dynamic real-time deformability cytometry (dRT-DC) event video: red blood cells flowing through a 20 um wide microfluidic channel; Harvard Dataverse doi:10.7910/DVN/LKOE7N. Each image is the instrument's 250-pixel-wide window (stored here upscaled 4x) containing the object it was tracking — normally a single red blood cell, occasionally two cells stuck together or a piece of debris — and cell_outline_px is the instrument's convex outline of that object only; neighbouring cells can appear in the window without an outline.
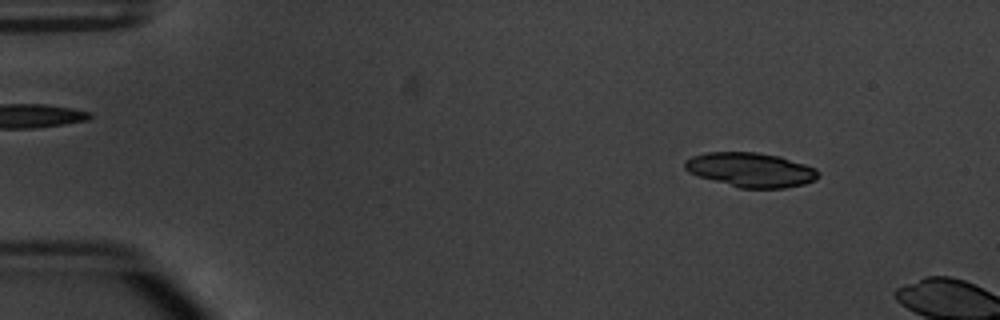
{"species": "common noctule bat (a hibernating species)", "species_latin": "Nyctalus noctula", "temperature_condition": "warm", "stored_images_in_passage": 8, "camera_frame_rate_fps": 3000, "um_per_image_px": 0.085, "animal": {"sex": "male", "body_mass_g": 20.1, "forearm_length_mm": 53.5}, "frame": {"image": 1, "passage_image": 4, "time_ms": 1.0, "image_size_px": [1000, 320], "cell_outline_px": [[820, 176], [816, 180], [804, 184], [784, 188], [740, 188], [696, 176], [688, 172], [684, 168], [684, 160], [692, 156], [708, 152], [756, 152], [780, 156], [816, 168], [820, 172]], "centroid_in_image_um": [63.81, 14.43], "position_along_channel_um": 21.2, "area_um2": 26.99}}